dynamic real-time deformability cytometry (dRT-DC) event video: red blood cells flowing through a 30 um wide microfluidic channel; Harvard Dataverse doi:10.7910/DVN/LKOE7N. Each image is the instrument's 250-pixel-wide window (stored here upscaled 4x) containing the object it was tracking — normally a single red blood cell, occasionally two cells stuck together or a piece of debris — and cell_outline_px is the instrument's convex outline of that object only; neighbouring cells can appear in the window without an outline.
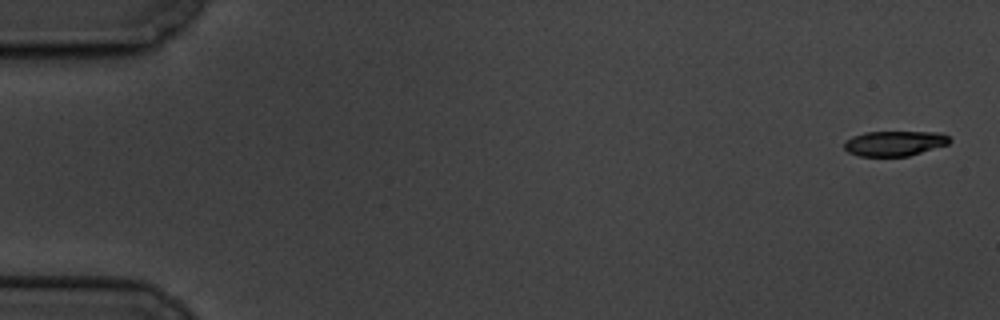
{"species": "common noctule bat (a hibernating species)", "species_latin": "Nyctalus noctula", "temperature_condition": "cold", "stored_images_in_passage": 6, "camera_frame_rate_fps": 3000, "um_per_image_px": 0.085, "animal": {"sex": "male", "body_mass_g": 19.5, "forearm_length_mm": 54.6}, "frame": {"image": 1, "passage_image": 1, "time_ms": 0.0, "image_size_px": [1000, 320], "cell_outline_px": [[952, 140], [948, 144], [908, 156], [860, 156], [848, 152], [844, 148], [844, 140], [852, 136], [864, 132], [940, 132], [948, 136]], "centroid_in_image_um": [76.01, 12.18], "position_along_channel_um": 9.0, "area_um2": 15.43}}
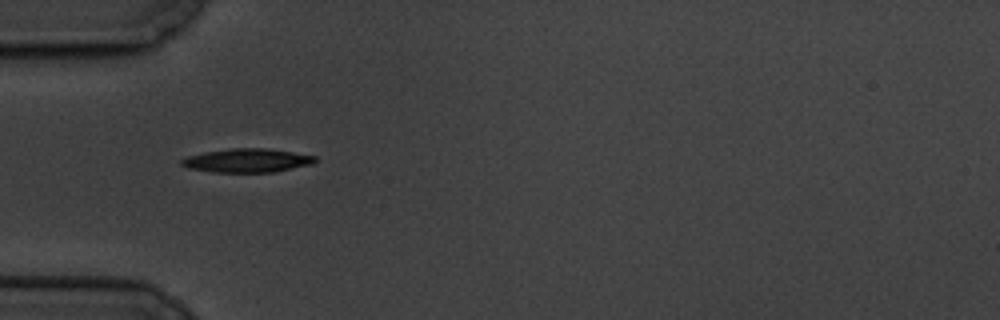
{"frame": {"image": 2, "passage_image": 5, "time_ms": 5.667, "image_size_px": [1000, 320], "cell_outline_px": [[316, 160], [312, 164], [272, 172], [212, 172], [188, 168], [180, 164], [180, 160], [188, 156], [204, 152], [232, 148], [264, 148], [292, 152], [316, 156]], "centroid_in_image_um": [20.97, 13.64], "position_along_channel_um": 64.0, "area_um2": 18.32}}
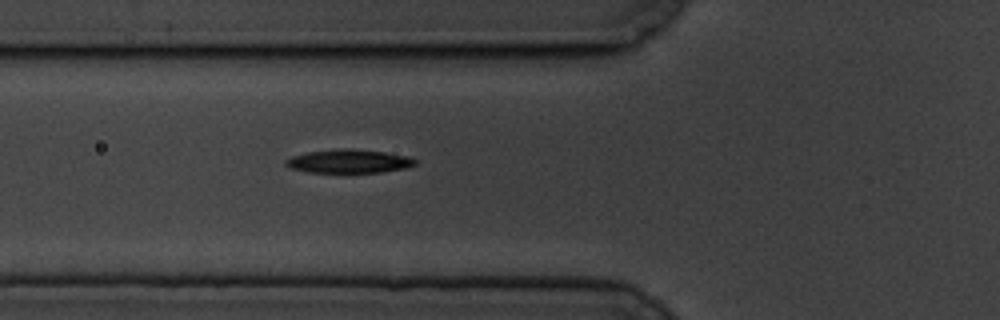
{"frame": {"image": 3, "passage_image": 6, "time_ms": 6.667, "image_size_px": [1000, 320], "cell_outline_px": [[416, 164], [404, 168], [380, 172], [308, 172], [288, 168], [284, 164], [284, 160], [292, 156], [308, 152], [340, 148], [352, 148], [384, 152], [408, 156], [416, 160]], "centroid_in_image_um": [29.6, 13.7], "position_along_channel_um": 96.2, "area_um2": 17.74}}